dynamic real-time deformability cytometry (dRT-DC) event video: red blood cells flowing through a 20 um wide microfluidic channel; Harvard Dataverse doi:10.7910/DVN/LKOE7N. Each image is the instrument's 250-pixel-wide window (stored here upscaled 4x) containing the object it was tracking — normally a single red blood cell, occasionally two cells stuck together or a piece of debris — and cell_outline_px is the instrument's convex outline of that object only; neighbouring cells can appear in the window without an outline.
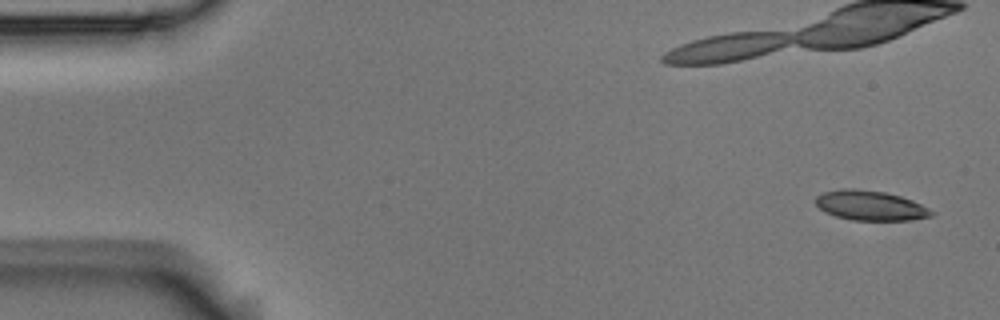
{"species": "Egyptian fruit bat (a non-hibernating species)", "species_latin": "Rousettus aegyptiacus", "temperature_condition": "room temperature", "stored_images_in_passage": 5, "camera_frame_rate_fps": 3000, "um_per_image_px": 0.085, "animal": {"sex": "male"}, "frame": {"image": 1, "passage_image": 1, "time_ms": 0.0, "image_size_px": [1000, 320], "cell_outline_px": [[936, 212], [932, 216], [908, 220], [852, 220], [836, 216], [824, 212], [816, 204], [816, 196], [824, 192], [840, 188], [856, 188], [884, 192], [900, 196], [912, 200]], "centroid_in_image_um": [73.97, 17.46], "position_along_channel_um": 11.0, "area_um2": 20.11}}